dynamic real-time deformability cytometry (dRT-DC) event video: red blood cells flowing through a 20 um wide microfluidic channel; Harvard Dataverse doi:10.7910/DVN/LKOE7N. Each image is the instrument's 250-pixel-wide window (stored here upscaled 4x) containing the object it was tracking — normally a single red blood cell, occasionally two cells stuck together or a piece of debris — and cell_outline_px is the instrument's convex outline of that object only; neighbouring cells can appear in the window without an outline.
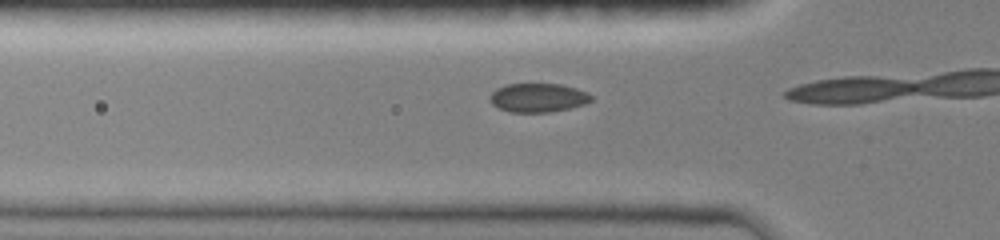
{"species": "common noctule bat (a hibernating species)", "species_latin": "Nyctalus noctula", "temperature_condition": "room temperature", "stored_images_in_passage": 5, "camera_frame_rate_fps": 3000, "um_per_image_px": 0.085, "animal": {"sex": "female", "body_mass_g": 19.0, "forearm_length_mm": 51.5}, "frame": {"image": 1, "passage_image": 4, "time_ms": 1.0, "image_size_px": [1000, 240], "cell_outline_px": [[592, 100], [584, 104], [552, 112], [508, 112], [492, 104], [488, 100], [488, 96], [496, 88], [508, 84], [560, 84], [576, 88], [588, 92], [592, 96]], "centroid_in_image_um": [45.71, 8.3], "position_along_channel_um": 80.1, "area_um2": 17.11}}